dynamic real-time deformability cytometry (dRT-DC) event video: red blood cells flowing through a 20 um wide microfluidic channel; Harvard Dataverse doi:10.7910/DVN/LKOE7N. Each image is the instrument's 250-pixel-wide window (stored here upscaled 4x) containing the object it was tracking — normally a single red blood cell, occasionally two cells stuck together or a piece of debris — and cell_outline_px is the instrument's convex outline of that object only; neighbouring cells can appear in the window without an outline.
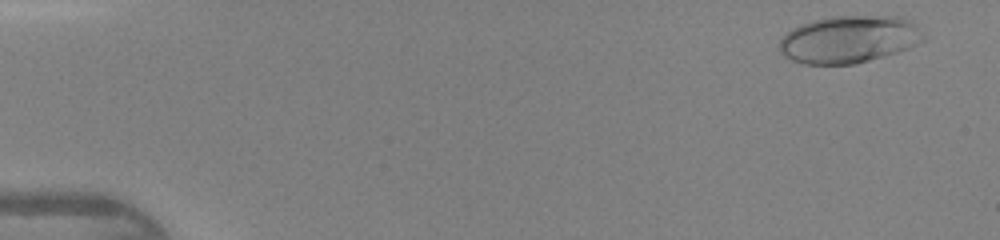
{"species": "human", "species_latin": "Homo sapiens", "temperature_condition": "warm", "stored_images_in_passage": 45, "camera_frame_rate_fps": 3000, "um_per_image_px": 0.085, "donor": {"sex": "female"}, "frame": {"image": 1, "passage_image": 3, "time_ms": 0.667, "image_size_px": [1000, 240], "cell_outline_px": [[928, 36], [924, 40], [908, 48], [896, 52], [868, 60], [852, 64], [804, 64], [792, 60], [784, 56], [780, 52], [780, 40], [792, 28], [800, 24], [812, 20], [832, 16], [900, 16], [916, 24]], "centroid_in_image_um": [72.19, 3.33], "position_along_channel_um": 12.8, "area_um2": 39.77}}
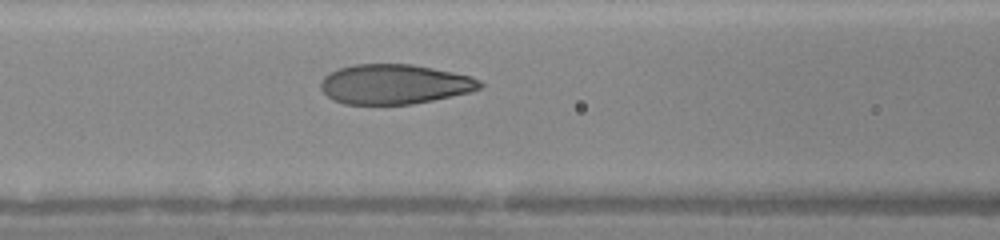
{"frame": {"image": 2, "passage_image": 20, "time_ms": 6.333, "image_size_px": [1000, 240], "cell_outline_px": [[484, 84], [480, 88], [468, 92], [432, 100], [412, 104], [344, 104], [332, 100], [320, 88], [320, 80], [324, 76], [340, 68], [356, 64], [412, 64], [472, 76], [480, 80]], "centroid_in_image_um": [33.51, 7.16], "position_along_channel_um": 133.1, "area_um2": 36.76}}
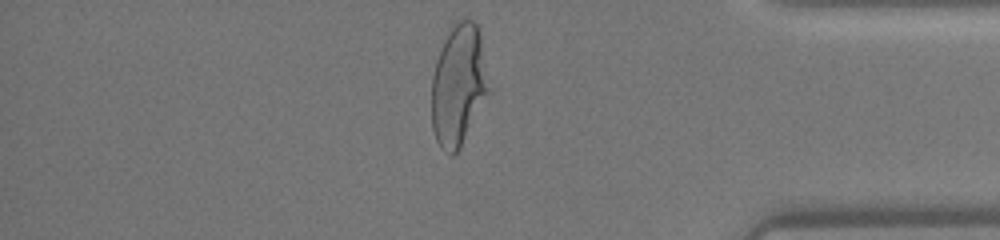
{"frame": {"image": 3, "passage_image": 39, "time_ms": 12.667, "image_size_px": [1000, 240], "cell_outline_px": [[488, 92], [460, 148], [452, 156], [444, 152], [440, 148], [436, 140], [432, 128], [432, 76], [436, 60], [448, 28], [456, 20], [464, 16], [468, 16], [476, 24], [480, 36]], "centroid_in_image_um": [38.91, 7.2], "position_along_channel_um": 396.3, "area_um2": 39.94}}